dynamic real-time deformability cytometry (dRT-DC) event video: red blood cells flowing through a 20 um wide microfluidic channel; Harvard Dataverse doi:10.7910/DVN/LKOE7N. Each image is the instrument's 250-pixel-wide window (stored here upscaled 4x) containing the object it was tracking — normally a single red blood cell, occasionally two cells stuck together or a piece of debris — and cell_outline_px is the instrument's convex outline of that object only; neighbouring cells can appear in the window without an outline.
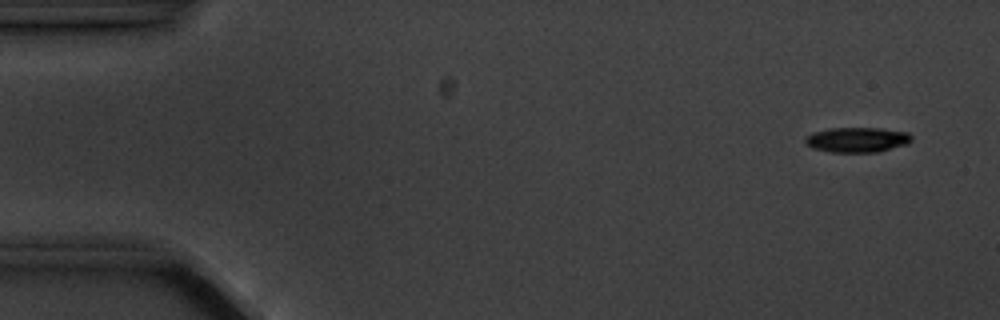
{"species": "common noctule bat (a hibernating species)", "species_latin": "Nyctalus noctula", "temperature_condition": "cold", "stored_images_in_passage": 5, "camera_frame_rate_fps": 3000, "um_per_image_px": 0.085, "animal": {"sex": "male", "body_mass_g": 20.1, "forearm_length_mm": 53.5}, "frame": {"image": 1, "passage_image": 2, "time_ms": 1.0, "image_size_px": [1000, 320], "cell_outline_px": [[912, 140], [908, 144], [876, 152], [828, 152], [812, 148], [804, 144], [804, 136], [812, 132], [828, 128], [880, 128], [908, 132], [912, 136]], "centroid_in_image_um": [72.81, 11.87], "position_along_channel_um": 12.2, "area_um2": 15.78}}